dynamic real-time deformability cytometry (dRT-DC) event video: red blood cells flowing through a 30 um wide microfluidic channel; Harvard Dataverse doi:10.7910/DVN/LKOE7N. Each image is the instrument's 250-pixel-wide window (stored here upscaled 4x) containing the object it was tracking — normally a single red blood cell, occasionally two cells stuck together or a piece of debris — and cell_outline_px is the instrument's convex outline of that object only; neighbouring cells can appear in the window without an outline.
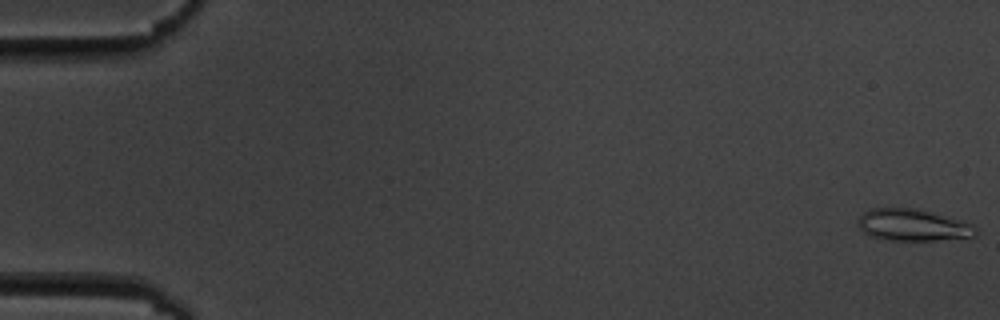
{"species": "common noctule bat (a hibernating species)", "species_latin": "Nyctalus noctula", "temperature_condition": "cold", "stored_images_in_passage": 7, "camera_frame_rate_fps": 3000, "um_per_image_px": 0.085, "animal": {"sex": "male", "body_mass_g": 19.5, "forearm_length_mm": 54.6}, "frame": {"image": 1, "passage_image": 1, "time_ms": 0.0, "image_size_px": [1000, 320], "cell_outline_px": [[976, 236], [936, 240], [888, 240], [872, 236], [864, 232], [860, 228], [860, 216], [868, 208], [916, 208], [972, 224], [976, 228]], "centroid_in_image_um": [77.58, 19.13], "position_along_channel_um": 7.4, "area_um2": 21.39}}
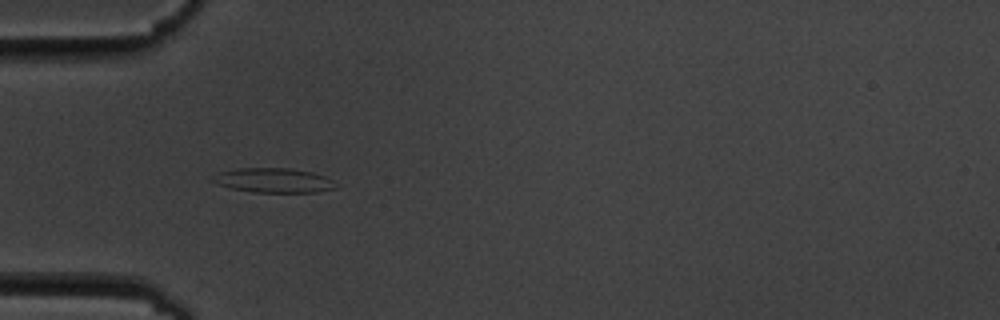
{"frame": {"image": 2, "passage_image": 6, "time_ms": 5.667, "image_size_px": [1000, 320], "cell_outline_px": [[336, 188], [316, 192], [252, 192], [232, 188], [216, 184], [208, 180], [208, 176], [216, 172], [236, 168], [292, 168], [312, 172], [324, 176], [332, 180]], "centroid_in_image_um": [23.13, 15.32], "position_along_channel_um": 61.9, "area_um2": 17.86}}
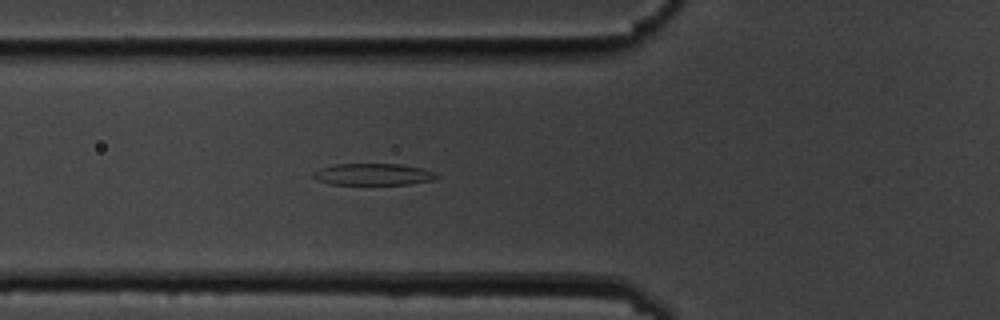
{"frame": {"image": 3, "passage_image": 7, "time_ms": 6.667, "image_size_px": [1000, 320], "cell_outline_px": [[440, 176], [432, 180], [408, 184], [328, 184], [316, 180], [312, 176], [312, 172], [320, 168], [336, 164], [400, 164], [424, 168]], "centroid_in_image_um": [31.68, 14.81], "position_along_channel_um": 94.1, "area_um2": 15.61}}